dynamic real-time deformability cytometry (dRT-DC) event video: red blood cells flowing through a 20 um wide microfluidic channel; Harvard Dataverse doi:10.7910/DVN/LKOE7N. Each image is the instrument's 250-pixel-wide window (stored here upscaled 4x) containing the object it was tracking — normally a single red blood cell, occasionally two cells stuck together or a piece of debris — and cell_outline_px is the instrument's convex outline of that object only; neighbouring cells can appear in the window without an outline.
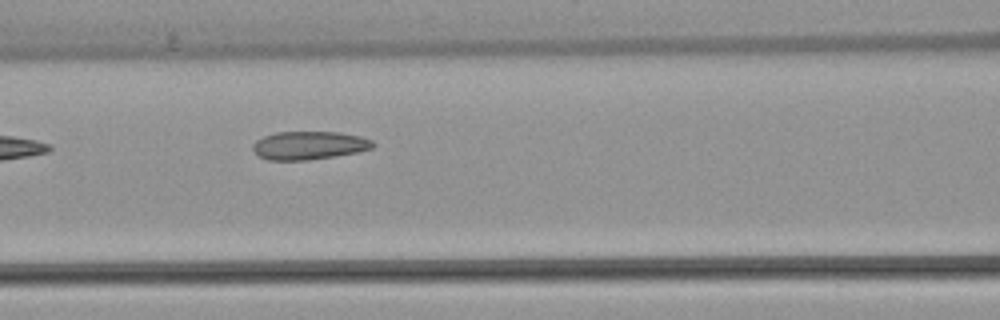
{"species": "common noctule bat (a hibernating species)", "species_latin": "Nyctalus noctula", "temperature_condition": "warm", "stored_images_in_passage": 5, "camera_frame_rate_fps": 3000, "um_per_image_px": 0.085, "animal": {"sex": "female", "body_mass_g": 22.7, "forearm_length_mm": 54.2}, "frame": {"image": 1, "passage_image": 5, "time_ms": 5.0, "image_size_px": [1000, 320], "cell_outline_px": [[376, 144], [372, 148], [356, 152], [336, 156], [308, 160], [268, 160], [256, 156], [252, 148], [252, 144], [256, 140], [264, 136], [276, 132], [340, 132], [360, 136], [372, 140]], "centroid_in_image_um": [26.24, 12.36], "position_along_channel_um": 140.4, "area_um2": 19.94}}